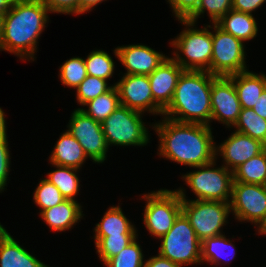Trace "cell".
I'll list each match as a JSON object with an SVG mask.
<instances>
[{"instance_id": "obj_1", "label": "cell", "mask_w": 266, "mask_h": 267, "mask_svg": "<svg viewBox=\"0 0 266 267\" xmlns=\"http://www.w3.org/2000/svg\"><path fill=\"white\" fill-rule=\"evenodd\" d=\"M153 128L160 137V156L194 168L215 161L216 146L210 126L165 118Z\"/></svg>"}, {"instance_id": "obj_2", "label": "cell", "mask_w": 266, "mask_h": 267, "mask_svg": "<svg viewBox=\"0 0 266 267\" xmlns=\"http://www.w3.org/2000/svg\"><path fill=\"white\" fill-rule=\"evenodd\" d=\"M48 12L40 0H14L1 19L0 49L16 54L20 59H34L37 40L48 21Z\"/></svg>"}, {"instance_id": "obj_3", "label": "cell", "mask_w": 266, "mask_h": 267, "mask_svg": "<svg viewBox=\"0 0 266 267\" xmlns=\"http://www.w3.org/2000/svg\"><path fill=\"white\" fill-rule=\"evenodd\" d=\"M216 77L207 71L184 70L163 115L178 122L210 126L211 88Z\"/></svg>"}, {"instance_id": "obj_4", "label": "cell", "mask_w": 266, "mask_h": 267, "mask_svg": "<svg viewBox=\"0 0 266 267\" xmlns=\"http://www.w3.org/2000/svg\"><path fill=\"white\" fill-rule=\"evenodd\" d=\"M159 254L179 264L201 262V241L198 239L189 219L183 212L176 218L171 229L161 238Z\"/></svg>"}, {"instance_id": "obj_5", "label": "cell", "mask_w": 266, "mask_h": 267, "mask_svg": "<svg viewBox=\"0 0 266 267\" xmlns=\"http://www.w3.org/2000/svg\"><path fill=\"white\" fill-rule=\"evenodd\" d=\"M188 29L183 30L180 35L173 40L174 48L180 50L185 57L179 56L176 52L172 59L184 70L207 71L211 65L212 57V32L206 27L204 29H193L194 22L180 20ZM191 27V28H189ZM188 61V62H187Z\"/></svg>"}, {"instance_id": "obj_6", "label": "cell", "mask_w": 266, "mask_h": 267, "mask_svg": "<svg viewBox=\"0 0 266 267\" xmlns=\"http://www.w3.org/2000/svg\"><path fill=\"white\" fill-rule=\"evenodd\" d=\"M183 189L177 190L182 200V212L189 219L198 239L222 234L221 227L227 222L230 213V203L223 201L189 200Z\"/></svg>"}, {"instance_id": "obj_7", "label": "cell", "mask_w": 266, "mask_h": 267, "mask_svg": "<svg viewBox=\"0 0 266 267\" xmlns=\"http://www.w3.org/2000/svg\"><path fill=\"white\" fill-rule=\"evenodd\" d=\"M141 112L119 105L102 124L107 145L143 146L149 142Z\"/></svg>"}, {"instance_id": "obj_8", "label": "cell", "mask_w": 266, "mask_h": 267, "mask_svg": "<svg viewBox=\"0 0 266 267\" xmlns=\"http://www.w3.org/2000/svg\"><path fill=\"white\" fill-rule=\"evenodd\" d=\"M147 200L144 212V224L151 235L161 238L173 226L182 212V200L177 190L162 189L145 194Z\"/></svg>"}, {"instance_id": "obj_9", "label": "cell", "mask_w": 266, "mask_h": 267, "mask_svg": "<svg viewBox=\"0 0 266 267\" xmlns=\"http://www.w3.org/2000/svg\"><path fill=\"white\" fill-rule=\"evenodd\" d=\"M215 162L197 166L198 171L183 176L186 184L198 197L196 200L223 201L230 203L233 172L224 166L213 168ZM212 167V169H210ZM201 169V170H200Z\"/></svg>"}, {"instance_id": "obj_10", "label": "cell", "mask_w": 266, "mask_h": 267, "mask_svg": "<svg viewBox=\"0 0 266 267\" xmlns=\"http://www.w3.org/2000/svg\"><path fill=\"white\" fill-rule=\"evenodd\" d=\"M212 57L208 72L214 76L228 77L247 71L243 42L213 25Z\"/></svg>"}, {"instance_id": "obj_11", "label": "cell", "mask_w": 266, "mask_h": 267, "mask_svg": "<svg viewBox=\"0 0 266 267\" xmlns=\"http://www.w3.org/2000/svg\"><path fill=\"white\" fill-rule=\"evenodd\" d=\"M69 122L67 131L82 146L86 156L90 157L95 163L104 162L108 145L101 122L88 116L81 108L72 113Z\"/></svg>"}, {"instance_id": "obj_12", "label": "cell", "mask_w": 266, "mask_h": 267, "mask_svg": "<svg viewBox=\"0 0 266 267\" xmlns=\"http://www.w3.org/2000/svg\"><path fill=\"white\" fill-rule=\"evenodd\" d=\"M230 208L238 220L259 225L266 216V185L233 182Z\"/></svg>"}, {"instance_id": "obj_13", "label": "cell", "mask_w": 266, "mask_h": 267, "mask_svg": "<svg viewBox=\"0 0 266 267\" xmlns=\"http://www.w3.org/2000/svg\"><path fill=\"white\" fill-rule=\"evenodd\" d=\"M120 105L138 112L149 111L153 114H162L163 110L154 102L147 75H124L115 84Z\"/></svg>"}, {"instance_id": "obj_14", "label": "cell", "mask_w": 266, "mask_h": 267, "mask_svg": "<svg viewBox=\"0 0 266 267\" xmlns=\"http://www.w3.org/2000/svg\"><path fill=\"white\" fill-rule=\"evenodd\" d=\"M211 120L215 119L234 126L241 112V104L232 80L229 77L217 76L211 88Z\"/></svg>"}, {"instance_id": "obj_15", "label": "cell", "mask_w": 266, "mask_h": 267, "mask_svg": "<svg viewBox=\"0 0 266 267\" xmlns=\"http://www.w3.org/2000/svg\"><path fill=\"white\" fill-rule=\"evenodd\" d=\"M127 69L126 75L149 76L167 57L145 45H128L114 50Z\"/></svg>"}, {"instance_id": "obj_16", "label": "cell", "mask_w": 266, "mask_h": 267, "mask_svg": "<svg viewBox=\"0 0 266 267\" xmlns=\"http://www.w3.org/2000/svg\"><path fill=\"white\" fill-rule=\"evenodd\" d=\"M184 69L171 57L166 58L149 76L154 102L164 111L172 101Z\"/></svg>"}, {"instance_id": "obj_17", "label": "cell", "mask_w": 266, "mask_h": 267, "mask_svg": "<svg viewBox=\"0 0 266 267\" xmlns=\"http://www.w3.org/2000/svg\"><path fill=\"white\" fill-rule=\"evenodd\" d=\"M265 148L266 146L259 140L235 131L216 148L215 154H221L226 162L224 167L233 172L241 164L258 155Z\"/></svg>"}, {"instance_id": "obj_18", "label": "cell", "mask_w": 266, "mask_h": 267, "mask_svg": "<svg viewBox=\"0 0 266 267\" xmlns=\"http://www.w3.org/2000/svg\"><path fill=\"white\" fill-rule=\"evenodd\" d=\"M0 267H49L22 248L0 223Z\"/></svg>"}, {"instance_id": "obj_19", "label": "cell", "mask_w": 266, "mask_h": 267, "mask_svg": "<svg viewBox=\"0 0 266 267\" xmlns=\"http://www.w3.org/2000/svg\"><path fill=\"white\" fill-rule=\"evenodd\" d=\"M81 205L75 200L66 199L54 207L40 212L41 218L52 231H65L78 222L83 216Z\"/></svg>"}, {"instance_id": "obj_20", "label": "cell", "mask_w": 266, "mask_h": 267, "mask_svg": "<svg viewBox=\"0 0 266 267\" xmlns=\"http://www.w3.org/2000/svg\"><path fill=\"white\" fill-rule=\"evenodd\" d=\"M237 91L242 108H253L266 88V76L244 71L228 76Z\"/></svg>"}, {"instance_id": "obj_21", "label": "cell", "mask_w": 266, "mask_h": 267, "mask_svg": "<svg viewBox=\"0 0 266 267\" xmlns=\"http://www.w3.org/2000/svg\"><path fill=\"white\" fill-rule=\"evenodd\" d=\"M86 158L88 157L84 153L82 146L66 131L55 144L50 161L53 165L80 169Z\"/></svg>"}, {"instance_id": "obj_22", "label": "cell", "mask_w": 266, "mask_h": 267, "mask_svg": "<svg viewBox=\"0 0 266 267\" xmlns=\"http://www.w3.org/2000/svg\"><path fill=\"white\" fill-rule=\"evenodd\" d=\"M219 28L233 35L242 42L256 37L258 32L257 23L253 14L230 10L216 23Z\"/></svg>"}, {"instance_id": "obj_23", "label": "cell", "mask_w": 266, "mask_h": 267, "mask_svg": "<svg viewBox=\"0 0 266 267\" xmlns=\"http://www.w3.org/2000/svg\"><path fill=\"white\" fill-rule=\"evenodd\" d=\"M94 231L95 244L104 236L136 234L134 225L125 217L120 206L108 209Z\"/></svg>"}, {"instance_id": "obj_24", "label": "cell", "mask_w": 266, "mask_h": 267, "mask_svg": "<svg viewBox=\"0 0 266 267\" xmlns=\"http://www.w3.org/2000/svg\"><path fill=\"white\" fill-rule=\"evenodd\" d=\"M233 182L266 185V148L233 171Z\"/></svg>"}, {"instance_id": "obj_25", "label": "cell", "mask_w": 266, "mask_h": 267, "mask_svg": "<svg viewBox=\"0 0 266 267\" xmlns=\"http://www.w3.org/2000/svg\"><path fill=\"white\" fill-rule=\"evenodd\" d=\"M120 105L119 93L114 85L109 91L90 100L84 106H88V110L84 111L88 116L98 122H103L107 119Z\"/></svg>"}, {"instance_id": "obj_26", "label": "cell", "mask_w": 266, "mask_h": 267, "mask_svg": "<svg viewBox=\"0 0 266 267\" xmlns=\"http://www.w3.org/2000/svg\"><path fill=\"white\" fill-rule=\"evenodd\" d=\"M237 132L259 140L266 146V119L257 115L252 108H242L234 125Z\"/></svg>"}, {"instance_id": "obj_27", "label": "cell", "mask_w": 266, "mask_h": 267, "mask_svg": "<svg viewBox=\"0 0 266 267\" xmlns=\"http://www.w3.org/2000/svg\"><path fill=\"white\" fill-rule=\"evenodd\" d=\"M56 166V170L48 173L47 180L55 185L65 199L75 200V195L79 191V178L75 174L77 168Z\"/></svg>"}, {"instance_id": "obj_28", "label": "cell", "mask_w": 266, "mask_h": 267, "mask_svg": "<svg viewBox=\"0 0 266 267\" xmlns=\"http://www.w3.org/2000/svg\"><path fill=\"white\" fill-rule=\"evenodd\" d=\"M138 236L137 234H120L115 236H104L95 245L99 258L104 263L116 256L122 249L127 247Z\"/></svg>"}, {"instance_id": "obj_29", "label": "cell", "mask_w": 266, "mask_h": 267, "mask_svg": "<svg viewBox=\"0 0 266 267\" xmlns=\"http://www.w3.org/2000/svg\"><path fill=\"white\" fill-rule=\"evenodd\" d=\"M229 247L230 249L231 247L235 249V246L223 234L204 239L201 242V262L207 261L211 264H220V259H222L225 250ZM230 259H227V261Z\"/></svg>"}, {"instance_id": "obj_30", "label": "cell", "mask_w": 266, "mask_h": 267, "mask_svg": "<svg viewBox=\"0 0 266 267\" xmlns=\"http://www.w3.org/2000/svg\"><path fill=\"white\" fill-rule=\"evenodd\" d=\"M84 61L88 75L99 77L105 80L113 76L115 65L111 56L105 51H92Z\"/></svg>"}, {"instance_id": "obj_31", "label": "cell", "mask_w": 266, "mask_h": 267, "mask_svg": "<svg viewBox=\"0 0 266 267\" xmlns=\"http://www.w3.org/2000/svg\"><path fill=\"white\" fill-rule=\"evenodd\" d=\"M143 257L140 245L135 239L116 256L107 260L104 265L107 267H144Z\"/></svg>"}, {"instance_id": "obj_32", "label": "cell", "mask_w": 266, "mask_h": 267, "mask_svg": "<svg viewBox=\"0 0 266 267\" xmlns=\"http://www.w3.org/2000/svg\"><path fill=\"white\" fill-rule=\"evenodd\" d=\"M107 80L87 75V77L76 87L77 101L81 105H85L97 96L106 93L113 86H107Z\"/></svg>"}, {"instance_id": "obj_33", "label": "cell", "mask_w": 266, "mask_h": 267, "mask_svg": "<svg viewBox=\"0 0 266 267\" xmlns=\"http://www.w3.org/2000/svg\"><path fill=\"white\" fill-rule=\"evenodd\" d=\"M59 75L62 84L76 88L88 75L84 59L73 57L67 60L61 66Z\"/></svg>"}, {"instance_id": "obj_34", "label": "cell", "mask_w": 266, "mask_h": 267, "mask_svg": "<svg viewBox=\"0 0 266 267\" xmlns=\"http://www.w3.org/2000/svg\"><path fill=\"white\" fill-rule=\"evenodd\" d=\"M33 198L35 203L42 209L41 212L66 200L58 188L46 178L38 184Z\"/></svg>"}, {"instance_id": "obj_35", "label": "cell", "mask_w": 266, "mask_h": 267, "mask_svg": "<svg viewBox=\"0 0 266 267\" xmlns=\"http://www.w3.org/2000/svg\"><path fill=\"white\" fill-rule=\"evenodd\" d=\"M233 0H200L197 10L187 19L191 22H196V19L208 11L212 23H216L222 16L232 10Z\"/></svg>"}, {"instance_id": "obj_36", "label": "cell", "mask_w": 266, "mask_h": 267, "mask_svg": "<svg viewBox=\"0 0 266 267\" xmlns=\"http://www.w3.org/2000/svg\"><path fill=\"white\" fill-rule=\"evenodd\" d=\"M178 20H187L198 8L200 0H168Z\"/></svg>"}, {"instance_id": "obj_37", "label": "cell", "mask_w": 266, "mask_h": 267, "mask_svg": "<svg viewBox=\"0 0 266 267\" xmlns=\"http://www.w3.org/2000/svg\"><path fill=\"white\" fill-rule=\"evenodd\" d=\"M10 154L8 149L7 134L0 137V192L3 191L9 172Z\"/></svg>"}, {"instance_id": "obj_38", "label": "cell", "mask_w": 266, "mask_h": 267, "mask_svg": "<svg viewBox=\"0 0 266 267\" xmlns=\"http://www.w3.org/2000/svg\"><path fill=\"white\" fill-rule=\"evenodd\" d=\"M51 12L78 14V0H40Z\"/></svg>"}, {"instance_id": "obj_39", "label": "cell", "mask_w": 266, "mask_h": 267, "mask_svg": "<svg viewBox=\"0 0 266 267\" xmlns=\"http://www.w3.org/2000/svg\"><path fill=\"white\" fill-rule=\"evenodd\" d=\"M264 2L266 0H233L232 10L252 14V11L261 7Z\"/></svg>"}, {"instance_id": "obj_40", "label": "cell", "mask_w": 266, "mask_h": 267, "mask_svg": "<svg viewBox=\"0 0 266 267\" xmlns=\"http://www.w3.org/2000/svg\"><path fill=\"white\" fill-rule=\"evenodd\" d=\"M144 267H181V266L158 254V256L151 257L148 261L146 260Z\"/></svg>"}, {"instance_id": "obj_41", "label": "cell", "mask_w": 266, "mask_h": 267, "mask_svg": "<svg viewBox=\"0 0 266 267\" xmlns=\"http://www.w3.org/2000/svg\"><path fill=\"white\" fill-rule=\"evenodd\" d=\"M252 109L261 118L266 119V88L264 89Z\"/></svg>"}, {"instance_id": "obj_42", "label": "cell", "mask_w": 266, "mask_h": 267, "mask_svg": "<svg viewBox=\"0 0 266 267\" xmlns=\"http://www.w3.org/2000/svg\"><path fill=\"white\" fill-rule=\"evenodd\" d=\"M103 0H78V15L91 10Z\"/></svg>"}, {"instance_id": "obj_43", "label": "cell", "mask_w": 266, "mask_h": 267, "mask_svg": "<svg viewBox=\"0 0 266 267\" xmlns=\"http://www.w3.org/2000/svg\"><path fill=\"white\" fill-rule=\"evenodd\" d=\"M14 0H0V16H4L12 6Z\"/></svg>"}, {"instance_id": "obj_44", "label": "cell", "mask_w": 266, "mask_h": 267, "mask_svg": "<svg viewBox=\"0 0 266 267\" xmlns=\"http://www.w3.org/2000/svg\"><path fill=\"white\" fill-rule=\"evenodd\" d=\"M5 115L3 110L0 108V137L6 134Z\"/></svg>"}, {"instance_id": "obj_45", "label": "cell", "mask_w": 266, "mask_h": 267, "mask_svg": "<svg viewBox=\"0 0 266 267\" xmlns=\"http://www.w3.org/2000/svg\"><path fill=\"white\" fill-rule=\"evenodd\" d=\"M260 234H266V216L258 226Z\"/></svg>"}, {"instance_id": "obj_46", "label": "cell", "mask_w": 266, "mask_h": 267, "mask_svg": "<svg viewBox=\"0 0 266 267\" xmlns=\"http://www.w3.org/2000/svg\"><path fill=\"white\" fill-rule=\"evenodd\" d=\"M1 19H2V16H0V36H1Z\"/></svg>"}]
</instances>
